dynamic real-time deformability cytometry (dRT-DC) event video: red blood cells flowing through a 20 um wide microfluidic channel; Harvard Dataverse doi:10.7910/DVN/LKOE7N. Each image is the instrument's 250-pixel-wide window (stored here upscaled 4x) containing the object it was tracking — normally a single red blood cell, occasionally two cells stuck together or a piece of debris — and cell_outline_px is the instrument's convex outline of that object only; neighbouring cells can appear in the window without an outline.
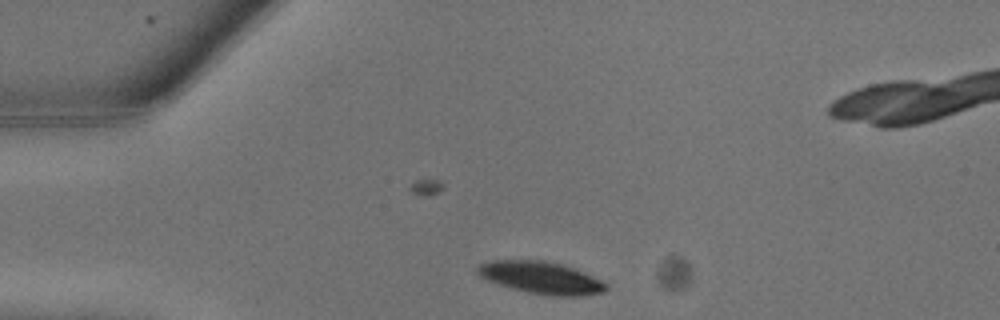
{"species": "common noctule bat (a hibernating species)", "species_latin": "Nyctalus noctula", "temperature_condition": "warm", "stored_images_in_passage": 4, "camera_frame_rate_fps": 3000, "um_per_image_px": 0.085, "animal": {"sex": "male", "body_mass_g": 13.3}, "frame": {"image": 1, "passage_image": 4, "time_ms": 1.0, "image_size_px": [1000, 320], "cell_outline_px": [[608, 288], [604, 292], [580, 296], [552, 296], [528, 292], [512, 288], [488, 280], [480, 276], [476, 272], [476, 268], [480, 264], [492, 260], [544, 260], [564, 264], [576, 268], [608, 284]], "centroid_in_image_um": [46.02, 23.59], "position_along_channel_um": 39.0, "area_um2": 24.16}}